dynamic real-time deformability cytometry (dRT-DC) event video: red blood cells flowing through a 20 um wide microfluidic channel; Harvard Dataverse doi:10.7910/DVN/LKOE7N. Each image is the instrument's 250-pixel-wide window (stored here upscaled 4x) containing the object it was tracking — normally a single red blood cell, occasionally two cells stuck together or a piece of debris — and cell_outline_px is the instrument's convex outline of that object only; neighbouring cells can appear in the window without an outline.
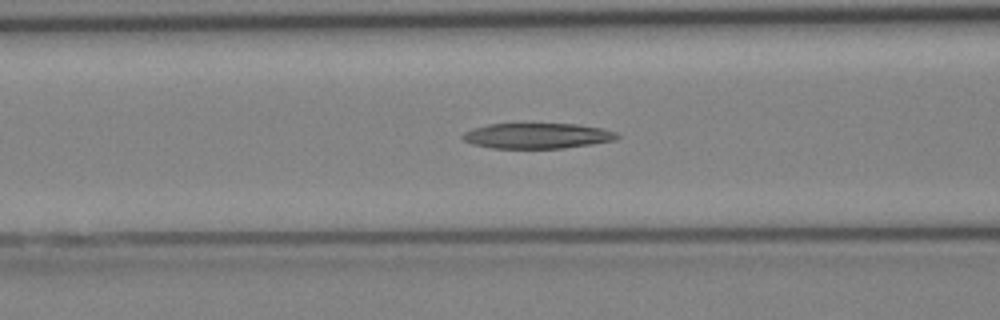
{"species": "Egyptian fruit bat (a non-hibernating species)", "species_latin": "Rousettus aegyptiacus", "temperature_condition": "cold", "stored_images_in_passage": 20, "camera_frame_rate_fps": 3000, "um_per_image_px": 0.085, "animal": {"sex": "female"}, "frame": {"image": 1, "passage_image": 12, "time_ms": 3.667, "image_size_px": [1000, 320], "cell_outline_px": [[620, 136], [616, 140], [592, 144], [564, 148], [492, 148], [472, 144], [464, 140], [460, 136], [464, 132], [472, 128], [488, 124], [576, 124], [604, 128], [616, 132]], "centroid_in_image_um": [45.67, 11.54], "position_along_channel_um": 120.9, "area_um2": 23.0}}
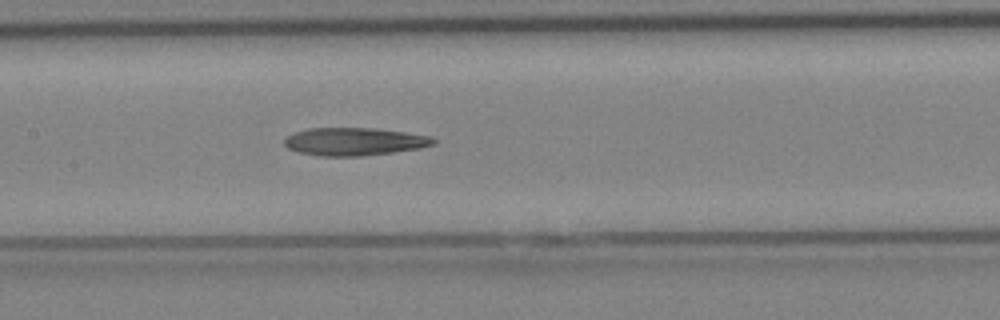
{"frame": {"image": 2, "passage_image": 15, "time_ms": 4.667, "image_size_px": [1000, 320], "cell_outline_px": [[436, 144], [420, 148], [392, 152], [360, 156], [320, 156], [300, 152], [288, 148], [284, 144], [284, 140], [292, 132], [308, 128], [376, 128], [432, 136], [436, 140]], "centroid_in_image_um": [30.13, 12.02], "position_along_channel_um": 177.3, "area_um2": 24.22}}